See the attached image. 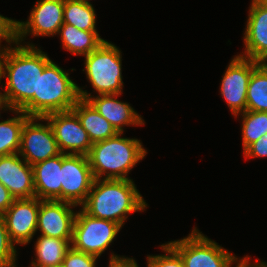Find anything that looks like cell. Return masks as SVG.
<instances>
[{
  "label": "cell",
  "mask_w": 267,
  "mask_h": 267,
  "mask_svg": "<svg viewBox=\"0 0 267 267\" xmlns=\"http://www.w3.org/2000/svg\"><path fill=\"white\" fill-rule=\"evenodd\" d=\"M41 200L37 197L15 199L2 215L10 240L17 245L31 242L37 232Z\"/></svg>",
  "instance_id": "obj_13"
},
{
  "label": "cell",
  "mask_w": 267,
  "mask_h": 267,
  "mask_svg": "<svg viewBox=\"0 0 267 267\" xmlns=\"http://www.w3.org/2000/svg\"><path fill=\"white\" fill-rule=\"evenodd\" d=\"M242 117V147L243 151L262 135L267 133V112L249 111L239 113L236 116Z\"/></svg>",
  "instance_id": "obj_25"
},
{
  "label": "cell",
  "mask_w": 267,
  "mask_h": 267,
  "mask_svg": "<svg viewBox=\"0 0 267 267\" xmlns=\"http://www.w3.org/2000/svg\"><path fill=\"white\" fill-rule=\"evenodd\" d=\"M25 43L19 44L14 40L8 43L2 64V78H6V82L5 87H1L10 110H21L34 117V94H37L39 73L51 59L33 43Z\"/></svg>",
  "instance_id": "obj_1"
},
{
  "label": "cell",
  "mask_w": 267,
  "mask_h": 267,
  "mask_svg": "<svg viewBox=\"0 0 267 267\" xmlns=\"http://www.w3.org/2000/svg\"><path fill=\"white\" fill-rule=\"evenodd\" d=\"M246 110L267 112V69L261 63L249 81Z\"/></svg>",
  "instance_id": "obj_24"
},
{
  "label": "cell",
  "mask_w": 267,
  "mask_h": 267,
  "mask_svg": "<svg viewBox=\"0 0 267 267\" xmlns=\"http://www.w3.org/2000/svg\"><path fill=\"white\" fill-rule=\"evenodd\" d=\"M108 267H139L135 259L111 254Z\"/></svg>",
  "instance_id": "obj_31"
},
{
  "label": "cell",
  "mask_w": 267,
  "mask_h": 267,
  "mask_svg": "<svg viewBox=\"0 0 267 267\" xmlns=\"http://www.w3.org/2000/svg\"><path fill=\"white\" fill-rule=\"evenodd\" d=\"M244 157L249 158H265L267 157V133L262 135L257 141L250 144L244 151Z\"/></svg>",
  "instance_id": "obj_29"
},
{
  "label": "cell",
  "mask_w": 267,
  "mask_h": 267,
  "mask_svg": "<svg viewBox=\"0 0 267 267\" xmlns=\"http://www.w3.org/2000/svg\"><path fill=\"white\" fill-rule=\"evenodd\" d=\"M15 198L9 190L0 183V215H3L13 204Z\"/></svg>",
  "instance_id": "obj_32"
},
{
  "label": "cell",
  "mask_w": 267,
  "mask_h": 267,
  "mask_svg": "<svg viewBox=\"0 0 267 267\" xmlns=\"http://www.w3.org/2000/svg\"><path fill=\"white\" fill-rule=\"evenodd\" d=\"M121 228L116 222L94 218L80 209L73 226L71 247L100 258Z\"/></svg>",
  "instance_id": "obj_7"
},
{
  "label": "cell",
  "mask_w": 267,
  "mask_h": 267,
  "mask_svg": "<svg viewBox=\"0 0 267 267\" xmlns=\"http://www.w3.org/2000/svg\"><path fill=\"white\" fill-rule=\"evenodd\" d=\"M99 257L77 251L72 247L67 251L62 267H96V261Z\"/></svg>",
  "instance_id": "obj_28"
},
{
  "label": "cell",
  "mask_w": 267,
  "mask_h": 267,
  "mask_svg": "<svg viewBox=\"0 0 267 267\" xmlns=\"http://www.w3.org/2000/svg\"><path fill=\"white\" fill-rule=\"evenodd\" d=\"M238 267H245V260H244L243 263L240 264Z\"/></svg>",
  "instance_id": "obj_38"
},
{
  "label": "cell",
  "mask_w": 267,
  "mask_h": 267,
  "mask_svg": "<svg viewBox=\"0 0 267 267\" xmlns=\"http://www.w3.org/2000/svg\"><path fill=\"white\" fill-rule=\"evenodd\" d=\"M74 204L60 200H41L37 231L40 235L64 240H72L73 226L77 211Z\"/></svg>",
  "instance_id": "obj_14"
},
{
  "label": "cell",
  "mask_w": 267,
  "mask_h": 267,
  "mask_svg": "<svg viewBox=\"0 0 267 267\" xmlns=\"http://www.w3.org/2000/svg\"><path fill=\"white\" fill-rule=\"evenodd\" d=\"M94 180L88 156L62 153V201L80 207L85 202Z\"/></svg>",
  "instance_id": "obj_10"
},
{
  "label": "cell",
  "mask_w": 267,
  "mask_h": 267,
  "mask_svg": "<svg viewBox=\"0 0 267 267\" xmlns=\"http://www.w3.org/2000/svg\"><path fill=\"white\" fill-rule=\"evenodd\" d=\"M17 116L0 121V157L19 152L24 123L30 118L21 110H9Z\"/></svg>",
  "instance_id": "obj_22"
},
{
  "label": "cell",
  "mask_w": 267,
  "mask_h": 267,
  "mask_svg": "<svg viewBox=\"0 0 267 267\" xmlns=\"http://www.w3.org/2000/svg\"><path fill=\"white\" fill-rule=\"evenodd\" d=\"M43 118L51 125L61 153L86 156L89 154L92 142L72 109L53 112Z\"/></svg>",
  "instance_id": "obj_12"
},
{
  "label": "cell",
  "mask_w": 267,
  "mask_h": 267,
  "mask_svg": "<svg viewBox=\"0 0 267 267\" xmlns=\"http://www.w3.org/2000/svg\"><path fill=\"white\" fill-rule=\"evenodd\" d=\"M147 205L133 179H95L80 207L94 218L124 226L130 213L142 212Z\"/></svg>",
  "instance_id": "obj_2"
},
{
  "label": "cell",
  "mask_w": 267,
  "mask_h": 267,
  "mask_svg": "<svg viewBox=\"0 0 267 267\" xmlns=\"http://www.w3.org/2000/svg\"><path fill=\"white\" fill-rule=\"evenodd\" d=\"M17 250L10 240L2 215H0V267H17Z\"/></svg>",
  "instance_id": "obj_26"
},
{
  "label": "cell",
  "mask_w": 267,
  "mask_h": 267,
  "mask_svg": "<svg viewBox=\"0 0 267 267\" xmlns=\"http://www.w3.org/2000/svg\"><path fill=\"white\" fill-rule=\"evenodd\" d=\"M39 121H45V123L42 124ZM18 153L31 166L61 154L51 125L46 119L30 117L24 123Z\"/></svg>",
  "instance_id": "obj_9"
},
{
  "label": "cell",
  "mask_w": 267,
  "mask_h": 267,
  "mask_svg": "<svg viewBox=\"0 0 267 267\" xmlns=\"http://www.w3.org/2000/svg\"><path fill=\"white\" fill-rule=\"evenodd\" d=\"M260 1L267 6V0H260Z\"/></svg>",
  "instance_id": "obj_39"
},
{
  "label": "cell",
  "mask_w": 267,
  "mask_h": 267,
  "mask_svg": "<svg viewBox=\"0 0 267 267\" xmlns=\"http://www.w3.org/2000/svg\"><path fill=\"white\" fill-rule=\"evenodd\" d=\"M251 260L249 255L245 258V267H267V262L265 261L257 260L256 262H251Z\"/></svg>",
  "instance_id": "obj_33"
},
{
  "label": "cell",
  "mask_w": 267,
  "mask_h": 267,
  "mask_svg": "<svg viewBox=\"0 0 267 267\" xmlns=\"http://www.w3.org/2000/svg\"><path fill=\"white\" fill-rule=\"evenodd\" d=\"M0 183L15 199L35 197L32 166L19 153L0 157Z\"/></svg>",
  "instance_id": "obj_17"
},
{
  "label": "cell",
  "mask_w": 267,
  "mask_h": 267,
  "mask_svg": "<svg viewBox=\"0 0 267 267\" xmlns=\"http://www.w3.org/2000/svg\"><path fill=\"white\" fill-rule=\"evenodd\" d=\"M165 254L147 255V267H185L180 255L168 244H162Z\"/></svg>",
  "instance_id": "obj_27"
},
{
  "label": "cell",
  "mask_w": 267,
  "mask_h": 267,
  "mask_svg": "<svg viewBox=\"0 0 267 267\" xmlns=\"http://www.w3.org/2000/svg\"><path fill=\"white\" fill-rule=\"evenodd\" d=\"M77 1H82V2H84V3H88V4H91V0H77Z\"/></svg>",
  "instance_id": "obj_37"
},
{
  "label": "cell",
  "mask_w": 267,
  "mask_h": 267,
  "mask_svg": "<svg viewBox=\"0 0 267 267\" xmlns=\"http://www.w3.org/2000/svg\"><path fill=\"white\" fill-rule=\"evenodd\" d=\"M64 23L73 25L79 30L98 32L96 13L92 4L77 0H65Z\"/></svg>",
  "instance_id": "obj_23"
},
{
  "label": "cell",
  "mask_w": 267,
  "mask_h": 267,
  "mask_svg": "<svg viewBox=\"0 0 267 267\" xmlns=\"http://www.w3.org/2000/svg\"><path fill=\"white\" fill-rule=\"evenodd\" d=\"M65 0H37L27 21L13 20V40L21 44L30 34L50 37L64 23Z\"/></svg>",
  "instance_id": "obj_8"
},
{
  "label": "cell",
  "mask_w": 267,
  "mask_h": 267,
  "mask_svg": "<svg viewBox=\"0 0 267 267\" xmlns=\"http://www.w3.org/2000/svg\"><path fill=\"white\" fill-rule=\"evenodd\" d=\"M62 153L32 165L35 197L62 201Z\"/></svg>",
  "instance_id": "obj_18"
},
{
  "label": "cell",
  "mask_w": 267,
  "mask_h": 267,
  "mask_svg": "<svg viewBox=\"0 0 267 267\" xmlns=\"http://www.w3.org/2000/svg\"><path fill=\"white\" fill-rule=\"evenodd\" d=\"M122 52L113 43H103L85 57L86 78L98 95L122 94Z\"/></svg>",
  "instance_id": "obj_5"
},
{
  "label": "cell",
  "mask_w": 267,
  "mask_h": 267,
  "mask_svg": "<svg viewBox=\"0 0 267 267\" xmlns=\"http://www.w3.org/2000/svg\"><path fill=\"white\" fill-rule=\"evenodd\" d=\"M123 133L92 144L88 156L95 179L128 180L130 171L143 160L147 150L135 138L121 137ZM103 176V177H102Z\"/></svg>",
  "instance_id": "obj_3"
},
{
  "label": "cell",
  "mask_w": 267,
  "mask_h": 267,
  "mask_svg": "<svg viewBox=\"0 0 267 267\" xmlns=\"http://www.w3.org/2000/svg\"><path fill=\"white\" fill-rule=\"evenodd\" d=\"M243 36L245 49L241 57L261 62L267 56V6L251 0Z\"/></svg>",
  "instance_id": "obj_16"
},
{
  "label": "cell",
  "mask_w": 267,
  "mask_h": 267,
  "mask_svg": "<svg viewBox=\"0 0 267 267\" xmlns=\"http://www.w3.org/2000/svg\"><path fill=\"white\" fill-rule=\"evenodd\" d=\"M7 45L8 44H6L5 46L0 45V83L2 81V64H3L4 53H5V49Z\"/></svg>",
  "instance_id": "obj_34"
},
{
  "label": "cell",
  "mask_w": 267,
  "mask_h": 267,
  "mask_svg": "<svg viewBox=\"0 0 267 267\" xmlns=\"http://www.w3.org/2000/svg\"><path fill=\"white\" fill-rule=\"evenodd\" d=\"M72 240L58 239L40 235L35 243V259L30 267H60Z\"/></svg>",
  "instance_id": "obj_21"
},
{
  "label": "cell",
  "mask_w": 267,
  "mask_h": 267,
  "mask_svg": "<svg viewBox=\"0 0 267 267\" xmlns=\"http://www.w3.org/2000/svg\"><path fill=\"white\" fill-rule=\"evenodd\" d=\"M79 99L78 85L70 79L68 71L51 60L39 73L34 117L71 110Z\"/></svg>",
  "instance_id": "obj_4"
},
{
  "label": "cell",
  "mask_w": 267,
  "mask_h": 267,
  "mask_svg": "<svg viewBox=\"0 0 267 267\" xmlns=\"http://www.w3.org/2000/svg\"><path fill=\"white\" fill-rule=\"evenodd\" d=\"M180 255L185 267H238L245 257L237 258L194 227L191 233L180 240L168 242Z\"/></svg>",
  "instance_id": "obj_6"
},
{
  "label": "cell",
  "mask_w": 267,
  "mask_h": 267,
  "mask_svg": "<svg viewBox=\"0 0 267 267\" xmlns=\"http://www.w3.org/2000/svg\"><path fill=\"white\" fill-rule=\"evenodd\" d=\"M259 64L239 55L230 60L222 77L220 94L233 116L246 111L247 88L252 72Z\"/></svg>",
  "instance_id": "obj_11"
},
{
  "label": "cell",
  "mask_w": 267,
  "mask_h": 267,
  "mask_svg": "<svg viewBox=\"0 0 267 267\" xmlns=\"http://www.w3.org/2000/svg\"><path fill=\"white\" fill-rule=\"evenodd\" d=\"M57 35H60L62 47L76 56H87L104 41L99 32L79 30L67 23H63Z\"/></svg>",
  "instance_id": "obj_20"
},
{
  "label": "cell",
  "mask_w": 267,
  "mask_h": 267,
  "mask_svg": "<svg viewBox=\"0 0 267 267\" xmlns=\"http://www.w3.org/2000/svg\"><path fill=\"white\" fill-rule=\"evenodd\" d=\"M80 99L87 100L118 133L124 132L125 126L145 125V121L127 102L118 100L121 94L91 95L78 86Z\"/></svg>",
  "instance_id": "obj_15"
},
{
  "label": "cell",
  "mask_w": 267,
  "mask_h": 267,
  "mask_svg": "<svg viewBox=\"0 0 267 267\" xmlns=\"http://www.w3.org/2000/svg\"><path fill=\"white\" fill-rule=\"evenodd\" d=\"M8 111V110H10L9 109V107L7 106V103H6V101H5V97H4V93H2L1 91H0V111ZM1 114V113H0ZM1 116V115H0Z\"/></svg>",
  "instance_id": "obj_35"
},
{
  "label": "cell",
  "mask_w": 267,
  "mask_h": 267,
  "mask_svg": "<svg viewBox=\"0 0 267 267\" xmlns=\"http://www.w3.org/2000/svg\"><path fill=\"white\" fill-rule=\"evenodd\" d=\"M260 63L267 69V56Z\"/></svg>",
  "instance_id": "obj_36"
},
{
  "label": "cell",
  "mask_w": 267,
  "mask_h": 267,
  "mask_svg": "<svg viewBox=\"0 0 267 267\" xmlns=\"http://www.w3.org/2000/svg\"><path fill=\"white\" fill-rule=\"evenodd\" d=\"M13 20L0 14V45L3 41L13 40Z\"/></svg>",
  "instance_id": "obj_30"
},
{
  "label": "cell",
  "mask_w": 267,
  "mask_h": 267,
  "mask_svg": "<svg viewBox=\"0 0 267 267\" xmlns=\"http://www.w3.org/2000/svg\"><path fill=\"white\" fill-rule=\"evenodd\" d=\"M72 110L77 114L92 144L111 138L118 133L87 100L79 99Z\"/></svg>",
  "instance_id": "obj_19"
}]
</instances>
